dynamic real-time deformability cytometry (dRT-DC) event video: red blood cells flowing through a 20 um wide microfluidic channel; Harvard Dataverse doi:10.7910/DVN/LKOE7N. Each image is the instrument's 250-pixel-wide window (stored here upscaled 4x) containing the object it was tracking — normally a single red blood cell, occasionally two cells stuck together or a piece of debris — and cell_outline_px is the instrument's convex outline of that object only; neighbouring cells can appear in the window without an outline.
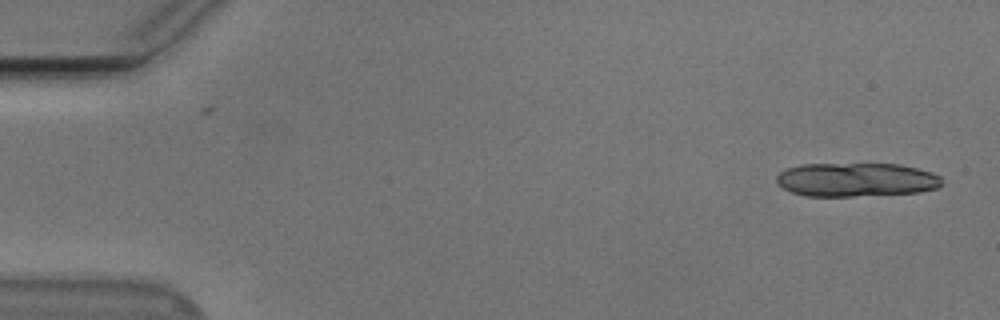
{"species": "Egyptian fruit bat (a non-hibernating species)", "species_latin": "Rousettus aegyptiacus", "temperature_condition": "cold", "stored_images_in_passage": 13, "camera_frame_rate_fps": 3000, "um_per_image_px": 0.085, "animal": {"sex": "male"}, "frame": {"image": 1, "passage_image": 1, "time_ms": 0.0, "image_size_px": [1000, 320], "cell_outline_px": [[940, 184], [936, 188], [920, 192], [852, 196], [808, 196], [792, 192], [784, 188], [776, 180], [776, 176], [780, 172], [788, 168], [800, 164], [900, 164], [932, 172], [940, 176]], "centroid_in_image_um": [72.77, 15.27], "position_along_channel_um": 12.2, "area_um2": 32.37}}